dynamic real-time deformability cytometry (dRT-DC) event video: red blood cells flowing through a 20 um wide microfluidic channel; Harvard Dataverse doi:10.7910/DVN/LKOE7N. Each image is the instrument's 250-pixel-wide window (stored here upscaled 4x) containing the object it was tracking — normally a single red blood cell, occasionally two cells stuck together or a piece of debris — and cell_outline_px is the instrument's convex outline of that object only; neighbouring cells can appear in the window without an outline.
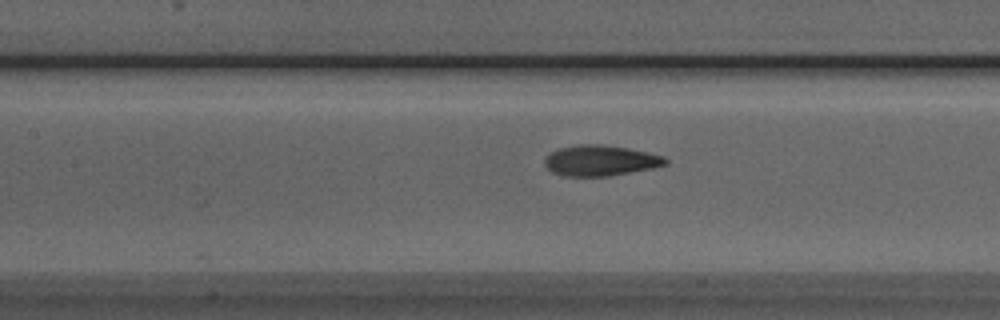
{"species": "Egyptian fruit bat (a non-hibernating species)", "species_latin": "Rousettus aegyptiacus", "temperature_condition": "room temperature", "stored_images_in_passage": 35, "camera_frame_rate_fps": 3000, "um_per_image_px": 0.085, "animal": {"sex": "male"}, "frame": {"image": 1, "passage_image": 16, "time_ms": 5.0, "image_size_px": [1000, 320], "cell_outline_px": [[668, 164], [652, 168], [608, 176], [564, 176], [552, 172], [544, 164], [544, 156], [560, 148], [580, 144], [600, 144], [628, 148], [648, 152], [664, 156], [668, 160]], "centroid_in_image_um": [51.03, 13.64], "position_along_channel_um": 156.4, "area_um2": 21.56}}
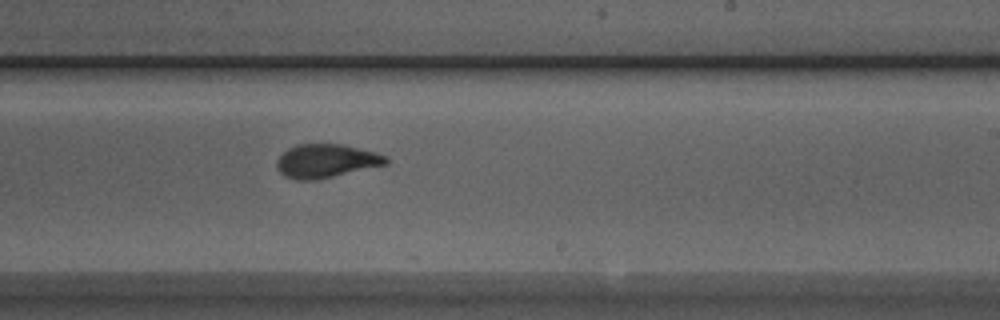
{"frame": {"image": 2, "passage_image": 24, "time_ms": 7.667, "image_size_px": [1000, 320], "cell_outline_px": [[388, 164], [316, 180], [296, 180], [284, 176], [276, 168], [276, 160], [288, 148], [300, 144], [344, 144], [376, 152], [384, 156], [388, 160]], "centroid_in_image_um": [27.7, 13.68], "position_along_channel_um": 261.3, "area_um2": 21.39}}
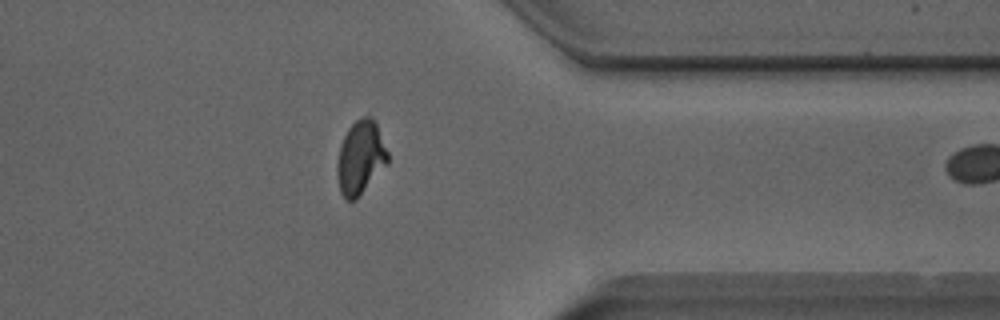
{"frame": {"image": 3, "passage_image": 34, "time_ms": 11.0, "image_size_px": [1000, 320], "cell_outline_px": [[388, 164], [356, 200], [348, 200], [340, 192], [336, 172], [336, 168], [340, 144], [348, 128], [360, 116], [372, 116], [376, 120], [388, 152]], "centroid_in_image_um": [30.65, 13.37], "position_along_channel_um": 380.7, "area_um2": 22.02}}